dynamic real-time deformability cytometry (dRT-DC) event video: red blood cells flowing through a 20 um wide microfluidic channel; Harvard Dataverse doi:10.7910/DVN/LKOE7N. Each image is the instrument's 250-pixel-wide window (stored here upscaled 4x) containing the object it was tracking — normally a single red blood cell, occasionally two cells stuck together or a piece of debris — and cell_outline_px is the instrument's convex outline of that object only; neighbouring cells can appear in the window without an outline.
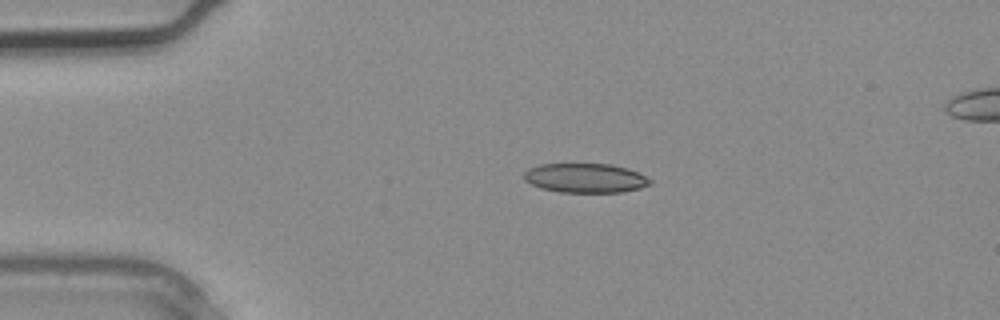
{"species": "common noctule bat (a hibernating species)", "species_latin": "Nyctalus noctula", "temperature_condition": "warm", "stored_images_in_passage": 2, "camera_frame_rate_fps": 3000, "um_per_image_px": 0.085, "animal": {"sex": "male", "body_mass_g": 20.4}, "frame": {"image": 1, "passage_image": 2, "time_ms": 0.333, "image_size_px": [1000, 320], "cell_outline_px": [[652, 184], [640, 188], [620, 192], [560, 192], [540, 188], [524, 180], [524, 172], [528, 168], [540, 164], [612, 164], [628, 168], [652, 180]], "centroid_in_image_um": [49.74, 15.13], "position_along_channel_um": 35.3, "area_um2": 21.56}}